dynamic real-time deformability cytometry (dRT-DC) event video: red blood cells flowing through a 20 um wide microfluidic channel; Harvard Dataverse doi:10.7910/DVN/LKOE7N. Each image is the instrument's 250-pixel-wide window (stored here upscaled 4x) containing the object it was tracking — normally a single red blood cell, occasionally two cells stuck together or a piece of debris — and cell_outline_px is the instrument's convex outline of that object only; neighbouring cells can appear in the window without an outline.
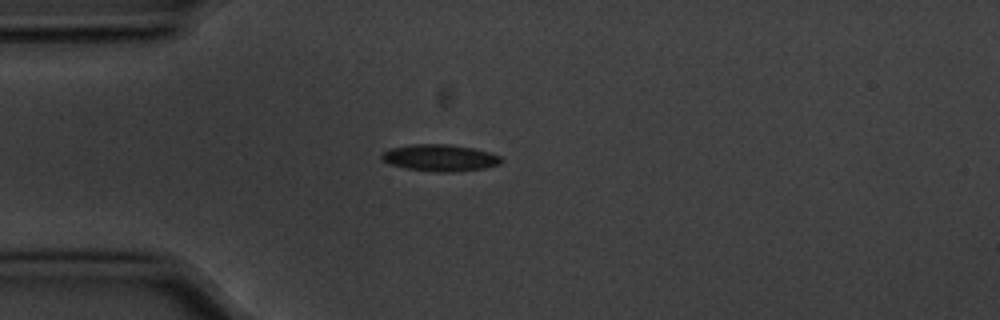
{"species": "common noctule bat (a hibernating species)", "species_latin": "Nyctalus noctula", "temperature_condition": "cold", "stored_images_in_passage": 1, "camera_frame_rate_fps": 3000, "um_per_image_px": 0.085, "animal": {"sex": "male", "body_mass_g": 20.1, "forearm_length_mm": 53.5}, "frame": {"image": 1, "passage_image": 1, "time_ms": 0.0, "image_size_px": [1000, 320], "cell_outline_px": [[504, 160], [500, 164], [484, 168], [452, 172], [436, 172], [408, 168], [388, 164], [380, 160], [380, 156], [388, 148], [412, 144], [444, 144], [472, 148], [488, 152], [500, 156]], "centroid_in_image_um": [37.36, 13.41], "position_along_channel_um": 47.6, "area_um2": 18.61}}